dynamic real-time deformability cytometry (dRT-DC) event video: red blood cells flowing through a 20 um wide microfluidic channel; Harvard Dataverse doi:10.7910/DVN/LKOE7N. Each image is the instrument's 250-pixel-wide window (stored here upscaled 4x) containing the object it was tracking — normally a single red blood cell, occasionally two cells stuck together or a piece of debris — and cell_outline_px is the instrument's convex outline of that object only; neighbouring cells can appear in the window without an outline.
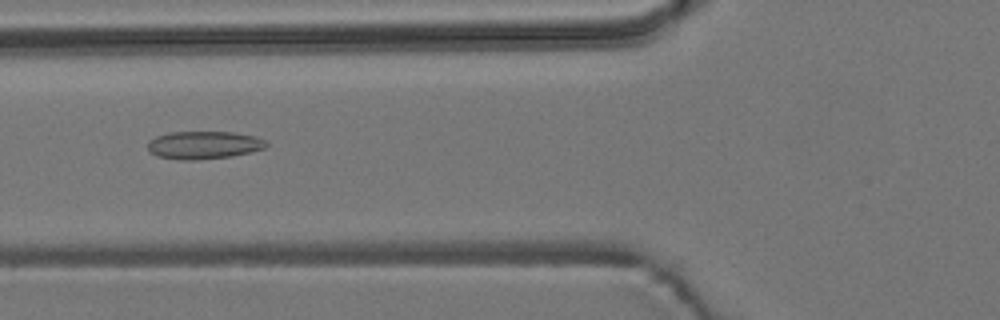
{"species": "common noctule bat (a hibernating species)", "species_latin": "Nyctalus noctula", "temperature_condition": "room temperature", "stored_images_in_passage": 7, "camera_frame_rate_fps": 3000, "um_per_image_px": 0.085, "animal": {"sex": "male", "body_mass_g": 19.2, "forearm_length_mm": 51.8}, "frame": {"image": 1, "passage_image": 5, "time_ms": 4.667, "image_size_px": [1000, 320], "cell_outline_px": [[268, 144], [264, 148], [252, 152], [232, 156], [196, 160], [180, 160], [156, 156], [148, 152], [148, 140], [156, 136], [168, 132], [232, 132], [256, 136], [264, 140]], "centroid_in_image_um": [17.29, 12.33], "position_along_channel_um": 108.5, "area_um2": 19.42}}
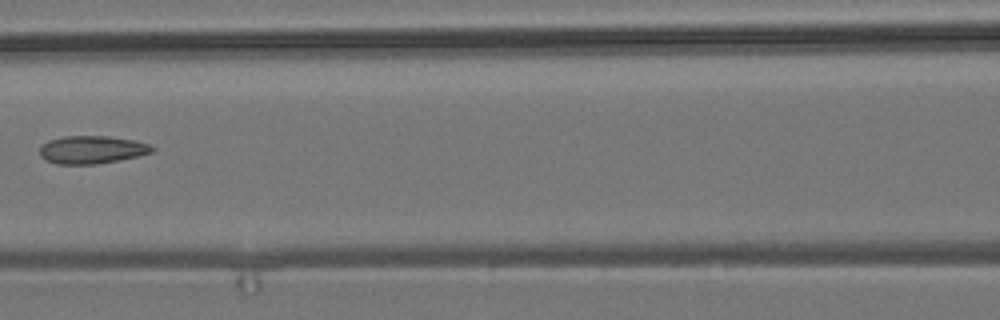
{"frame": {"image": 2, "passage_image": 6, "time_ms": 6.0, "image_size_px": [1000, 320], "cell_outline_px": [[156, 148], [152, 152], [120, 160], [96, 164], [56, 164], [44, 160], [40, 156], [40, 144], [48, 140], [64, 136], [108, 136], [132, 140], [148, 144]], "centroid_in_image_um": [7.75, 12.73], "position_along_channel_um": 158.9, "area_um2": 18.32}}
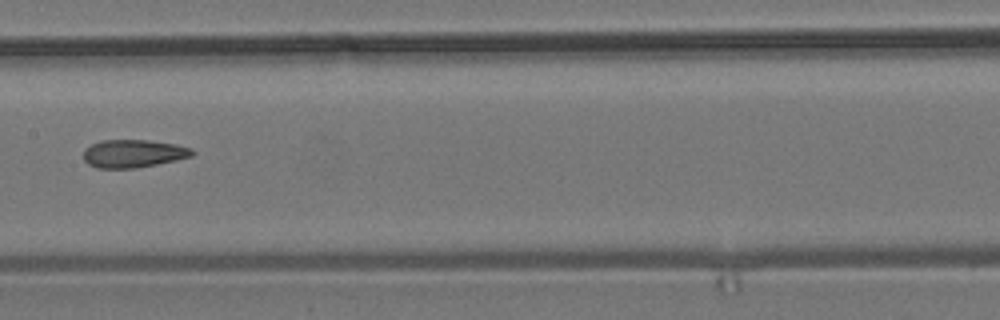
{"frame": {"image": 3, "passage_image": 7, "time_ms": 7.0, "image_size_px": [1000, 320], "cell_outline_px": [[196, 152], [192, 156], [176, 160], [136, 168], [96, 168], [88, 164], [84, 160], [84, 148], [100, 140], [148, 140], [176, 144], [192, 148]], "centroid_in_image_um": [11.33, 13.05], "position_along_channel_um": 196.1, "area_um2": 17.8}}